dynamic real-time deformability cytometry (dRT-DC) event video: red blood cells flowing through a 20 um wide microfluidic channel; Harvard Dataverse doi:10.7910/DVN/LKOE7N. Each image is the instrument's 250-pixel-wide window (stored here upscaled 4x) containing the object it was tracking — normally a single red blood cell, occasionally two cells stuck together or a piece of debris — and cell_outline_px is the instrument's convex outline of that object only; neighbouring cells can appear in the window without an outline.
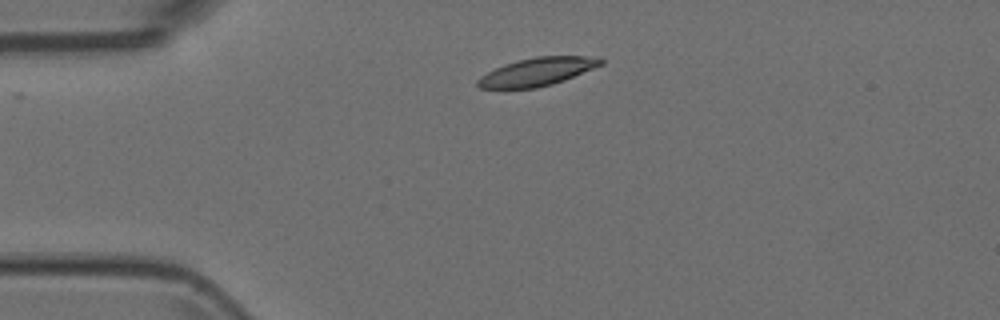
{"species": "Egyptian fruit bat (a non-hibernating species)", "species_latin": "Rousettus aegyptiacus", "temperature_condition": "room temperature", "stored_images_in_passage": 42, "camera_frame_rate_fps": 3000, "um_per_image_px": 0.085, "animal": {"sex": "female"}, "frame": {"image": 1, "passage_image": 1, "time_ms": 0.0, "image_size_px": [1000, 320], "cell_outline_px": [[604, 64], [564, 80], [552, 84], [536, 88], [480, 88], [476, 84], [476, 80], [480, 76], [504, 64], [536, 56], [600, 56], [604, 60]], "centroid_in_image_um": [45.7, 6.09], "position_along_channel_um": 39.3, "area_um2": 20.11}}
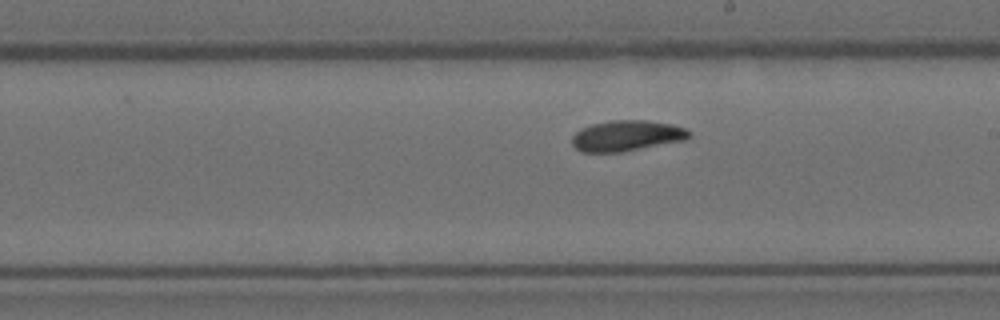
{"frame": {"image": 2, "passage_image": 19, "time_ms": 6.0, "image_size_px": [1000, 320], "cell_outline_px": [[692, 136], [688, 140], [620, 152], [580, 152], [572, 144], [572, 136], [580, 128], [592, 124], [612, 120], [648, 120], [672, 124], [684, 128], [692, 132]], "centroid_in_image_um": [53.31, 11.53], "position_along_channel_um": 235.7, "area_um2": 21.21}}
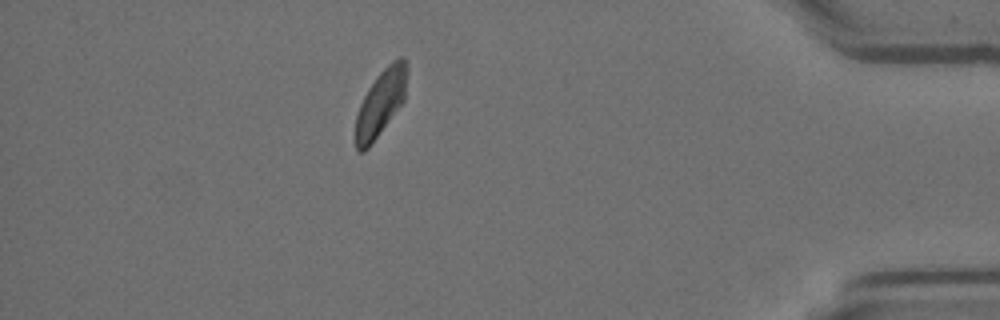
{"frame": {"image": 3, "passage_image": 36, "time_ms": 11.667, "image_size_px": [1000, 320], "cell_outline_px": [[408, 72], [404, 100], [368, 148], [364, 152], [360, 152], [356, 148], [356, 116], [360, 104], [368, 88], [376, 76], [396, 56], [404, 56], [408, 64]], "centroid_in_image_um": [32.39, 8.66], "position_along_channel_um": 402.8, "area_um2": 19.83}}